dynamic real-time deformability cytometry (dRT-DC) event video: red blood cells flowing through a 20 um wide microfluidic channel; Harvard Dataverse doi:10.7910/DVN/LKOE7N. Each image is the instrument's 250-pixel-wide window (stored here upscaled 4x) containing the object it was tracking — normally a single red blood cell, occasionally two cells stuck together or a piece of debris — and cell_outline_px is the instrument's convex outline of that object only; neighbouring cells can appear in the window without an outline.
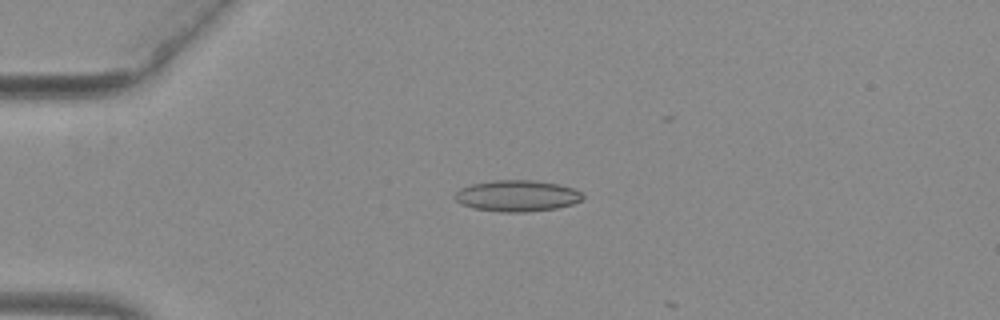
{"species": "common noctule bat (a hibernating species)", "species_latin": "Nyctalus noctula", "temperature_condition": "warm", "stored_images_in_passage": 5, "camera_frame_rate_fps": 3000, "um_per_image_px": 0.085, "animal": {"sex": "female", "body_mass_g": 29.2, "forearm_length_mm": 56.3}, "frame": {"image": 1, "passage_image": 1, "time_ms": 0.0, "image_size_px": [1000, 320], "cell_outline_px": [[584, 196], [580, 200], [572, 204], [556, 208], [528, 212], [500, 212], [472, 208], [460, 204], [452, 196], [460, 188], [472, 184], [496, 180], [532, 180], [560, 184], [572, 188], [580, 192]], "centroid_in_image_um": [43.91, 16.65], "position_along_channel_um": 41.1, "area_um2": 23.35}}